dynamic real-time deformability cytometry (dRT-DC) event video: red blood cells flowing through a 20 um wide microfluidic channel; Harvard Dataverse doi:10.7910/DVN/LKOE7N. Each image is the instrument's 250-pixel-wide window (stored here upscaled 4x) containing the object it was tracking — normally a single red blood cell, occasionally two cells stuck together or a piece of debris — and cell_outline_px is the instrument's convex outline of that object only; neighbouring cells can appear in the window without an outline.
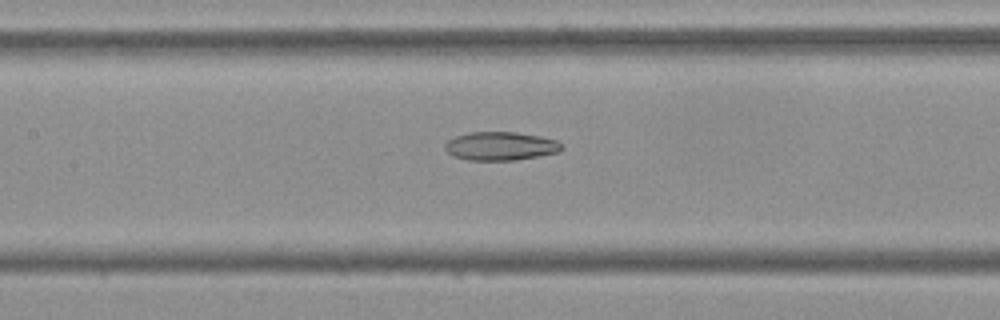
{"species": "Egyptian fruit bat (a non-hibernating species)", "species_latin": "Rousettus aegyptiacus", "temperature_condition": "cold", "stored_images_in_passage": 54, "camera_frame_rate_fps": 3000, "um_per_image_px": 0.085, "frame": {"image": 1, "passage_image": 25, "time_ms": 8.0, "image_size_px": [1000, 320], "cell_outline_px": [[564, 148], [560, 152], [516, 160], [468, 160], [452, 156], [444, 148], [444, 144], [448, 140], [456, 136], [468, 132], [516, 132], [540, 136], [556, 140], [564, 144]], "centroid_in_image_um": [42.57, 12.42], "position_along_channel_um": 164.8, "area_um2": 19.59}}
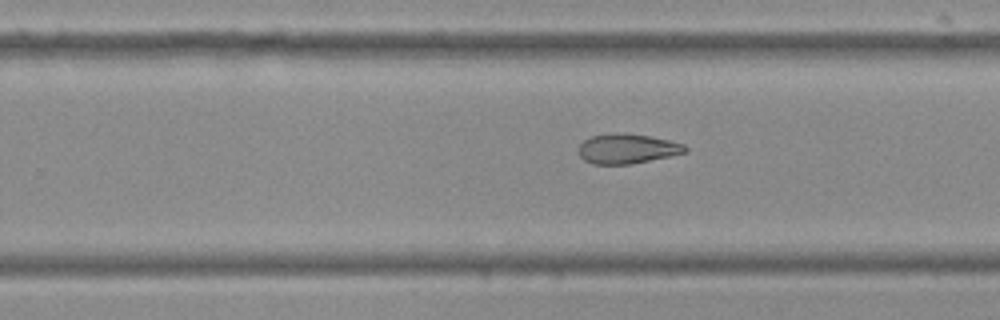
{"frame": {"image": 2, "passage_image": 34, "time_ms": 11.0, "image_size_px": [1000, 320], "cell_outline_px": [[688, 148], [684, 152], [668, 156], [632, 164], [592, 164], [584, 160], [580, 156], [580, 144], [584, 140], [592, 136], [612, 132], [624, 132], [648, 136], [668, 140], [684, 144]], "centroid_in_image_um": [53.28, 12.63], "position_along_channel_um": 276.5, "area_um2": 18.38}}
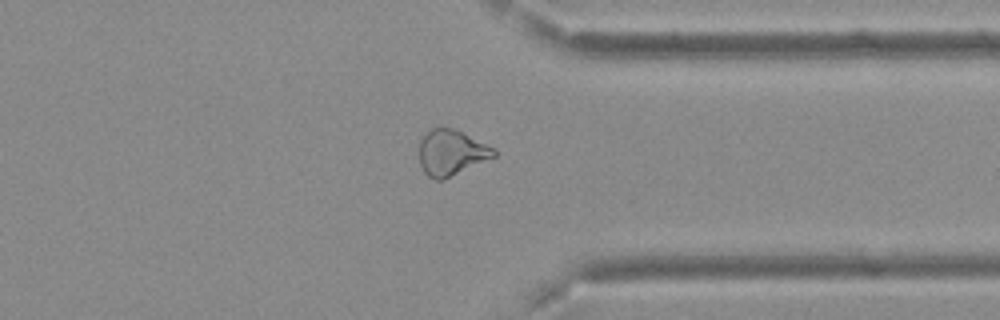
{"frame": {"image": 3, "passage_image": 42, "time_ms": 13.667, "image_size_px": [1000, 320], "cell_outline_px": [[496, 156], [444, 180], [436, 180], [428, 176], [424, 172], [420, 164], [420, 140], [432, 128], [456, 128], [496, 148]], "centroid_in_image_um": [38.4, 12.97], "position_along_channel_um": 373.0, "area_um2": 20.0}, "authors_computed_cell_mechanics": {"area_um2": 22.2241, "velocity_mm_per_s": 3.7318, "shape_relaxation_time_tau1_ms": null, "shape_relaxation_time_tau2_ms": 7.5507, "deformation_change_tau1": null, "deformation_change_tau2": 0.1589}}